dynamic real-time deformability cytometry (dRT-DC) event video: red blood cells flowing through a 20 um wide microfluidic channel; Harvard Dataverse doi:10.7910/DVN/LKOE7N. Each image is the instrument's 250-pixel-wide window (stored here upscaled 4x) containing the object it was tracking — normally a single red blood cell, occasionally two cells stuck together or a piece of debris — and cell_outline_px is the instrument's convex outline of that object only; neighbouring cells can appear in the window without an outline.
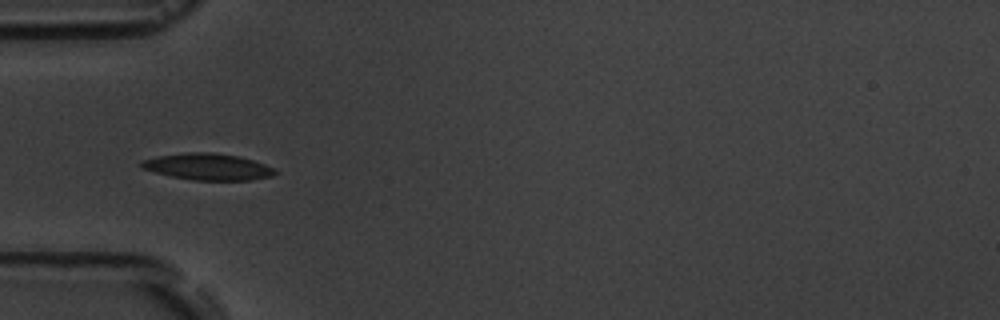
{"species": "common noctule bat (a hibernating species)", "species_latin": "Nyctalus noctula", "temperature_condition": "room temperature", "stored_images_in_passage": 7, "camera_frame_rate_fps": 3000, "um_per_image_px": 0.085, "animal": {"sex": "male", "body_mass_g": 19.5, "forearm_length_mm": 54.6}, "frame": {"image": 1, "passage_image": 6, "time_ms": 5.667, "image_size_px": [1000, 320], "cell_outline_px": [[276, 172], [272, 176], [252, 180], [192, 180], [172, 176], [140, 168], [140, 160], [156, 156], [188, 152], [212, 152], [236, 156], [252, 160], [264, 164], [272, 168]], "centroid_in_image_um": [17.61, 14.17], "position_along_channel_um": 67.4, "area_um2": 20.52}}
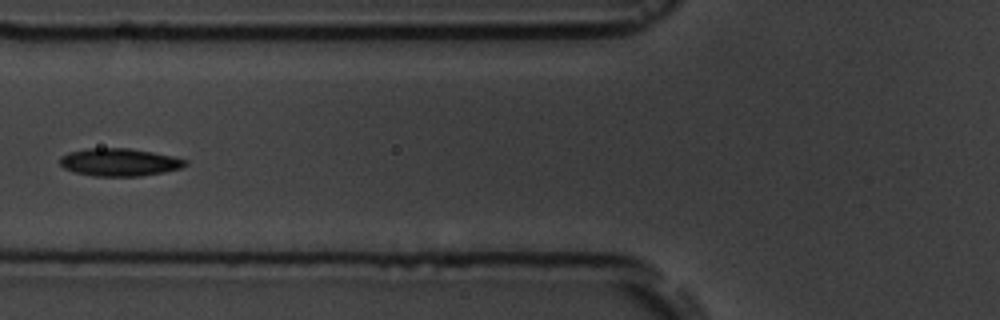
{"frame": {"image": 2, "passage_image": 7, "time_ms": 7.0, "image_size_px": [1000, 320], "cell_outline_px": [[188, 164], [180, 168], [164, 172], [140, 176], [92, 176], [76, 172], [64, 168], [60, 164], [60, 156], [68, 152], [88, 148], [128, 148], [152, 152], [172, 156], [188, 160]], "centroid_in_image_um": [10.14, 13.78], "position_along_channel_um": 115.7, "area_um2": 20.23}}